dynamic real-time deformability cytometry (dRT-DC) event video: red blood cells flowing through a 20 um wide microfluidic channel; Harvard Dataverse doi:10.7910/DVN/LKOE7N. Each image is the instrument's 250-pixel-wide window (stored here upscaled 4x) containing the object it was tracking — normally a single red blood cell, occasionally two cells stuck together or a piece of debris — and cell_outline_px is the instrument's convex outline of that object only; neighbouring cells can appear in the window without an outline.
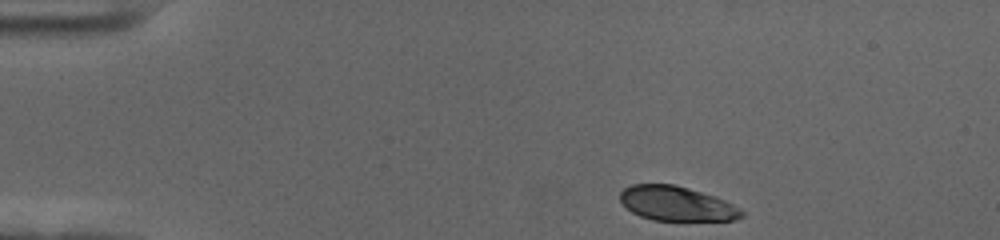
{"species": "human", "species_latin": "Homo sapiens", "temperature_condition": "cold", "stored_images_in_passage": 42, "camera_frame_rate_fps": 3000, "um_per_image_px": 0.085, "donor": {"sex": "female"}, "frame": {"image": 1, "passage_image": 1, "time_ms": 0.0, "image_size_px": [1000, 240], "cell_outline_px": [[744, 216], [732, 220], [652, 220], [640, 216], [632, 212], [620, 200], [620, 192], [624, 188], [632, 184], [672, 184], [688, 188], [724, 200], [740, 208], [744, 212]], "centroid_in_image_um": [57.49, 17.31], "position_along_channel_um": 27.5, "area_um2": 24.16}}
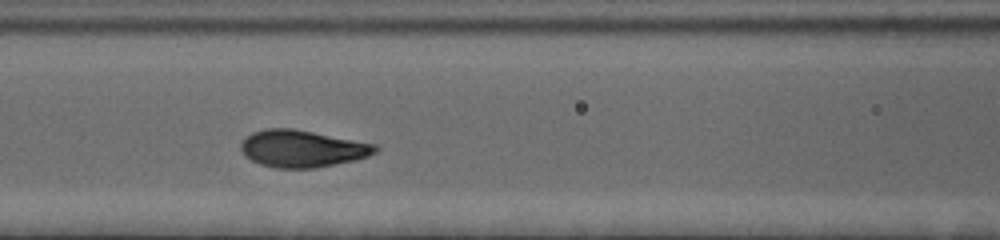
{"frame": {"image": 2, "passage_image": 17, "time_ms": 5.333, "image_size_px": [1000, 240], "cell_outline_px": [[380, 148], [376, 152], [368, 156], [352, 160], [316, 168], [276, 168], [260, 164], [244, 156], [240, 148], [240, 144], [252, 132], [264, 128], [292, 128], [380, 144]], "centroid_in_image_um": [25.71, 12.62], "position_along_channel_um": 140.9, "area_um2": 29.19}}
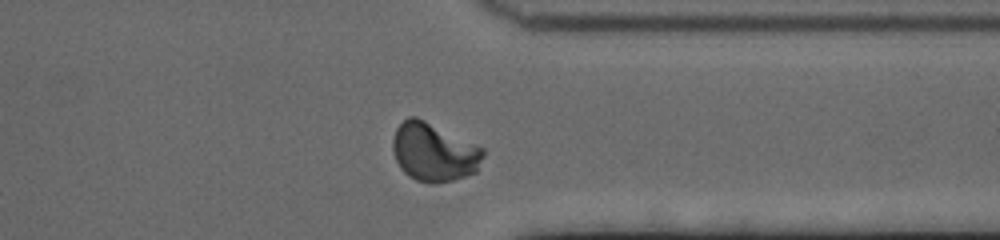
{"frame": {"image": 3, "passage_image": 37, "time_ms": 12.0, "image_size_px": [1000, 240], "cell_outline_px": [[484, 156], [476, 172], [452, 180], [436, 184], [428, 184], [416, 180], [408, 176], [400, 168], [396, 160], [392, 148], [392, 140], [396, 128], [408, 116], [416, 116], [484, 148]], "centroid_in_image_um": [36.86, 12.94], "position_along_channel_um": 374.5, "area_um2": 30.87}, "authors_computed_cell_mechanics": {"area_um2": 28.9578, "velocity_mm_per_s": 3.5278, "shape_relaxation_time_tau1_ms": 2.8038, "shape_relaxation_time_tau2_ms": null, "deformation_change_tau1": 0.1516, "deformation_change_tau2": null}}